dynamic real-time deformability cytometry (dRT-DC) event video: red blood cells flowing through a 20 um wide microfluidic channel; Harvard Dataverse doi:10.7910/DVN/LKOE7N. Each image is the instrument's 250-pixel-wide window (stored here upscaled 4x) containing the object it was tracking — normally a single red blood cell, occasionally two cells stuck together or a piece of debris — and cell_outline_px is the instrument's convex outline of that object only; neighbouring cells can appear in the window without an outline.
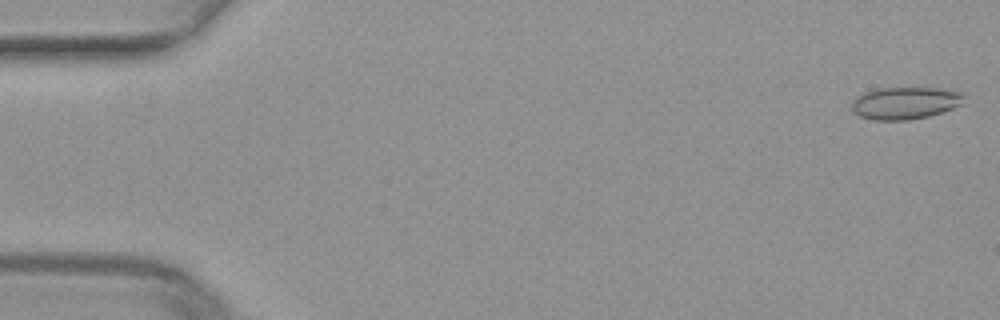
{"species": "common noctule bat (a hibernating species)", "species_latin": "Nyctalus noctula", "temperature_condition": "warm", "stored_images_in_passage": 50, "camera_frame_rate_fps": 3000, "um_per_image_px": 0.085, "animal": {"sex": "female", "body_mass_g": 29.2, "forearm_length_mm": 56.3}, "frame": {"image": 1, "passage_image": 1, "time_ms": 0.0, "image_size_px": [1000, 320], "cell_outline_px": [[964, 96], [960, 104], [952, 108], [928, 116], [908, 120], [872, 120], [860, 116], [852, 112], [852, 100], [856, 96], [864, 92], [876, 88], [936, 88], [964, 92]], "centroid_in_image_um": [76.88, 8.75], "position_along_channel_um": 8.1, "area_um2": 21.1}}
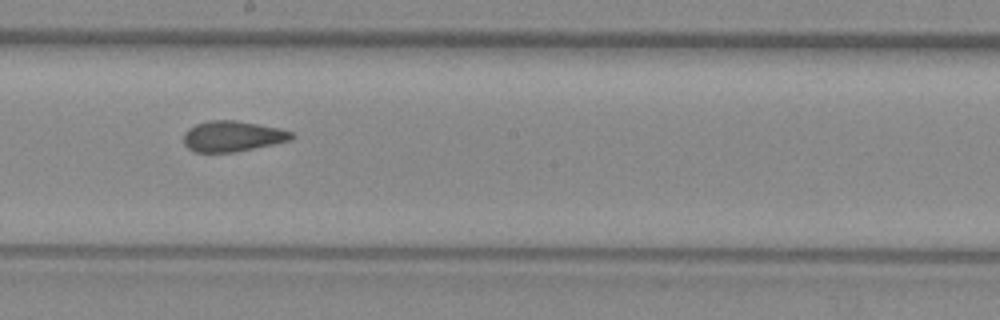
{"frame": {"image": 2, "passage_image": 28, "time_ms": 9.0, "image_size_px": [1000, 320], "cell_outline_px": [[296, 136], [292, 140], [232, 152], [196, 152], [188, 148], [184, 144], [184, 132], [188, 128], [196, 124], [208, 120], [236, 120], [276, 128], [292, 132]], "centroid_in_image_um": [19.73, 11.57], "position_along_channel_um": 228.5, "area_um2": 19.07}}
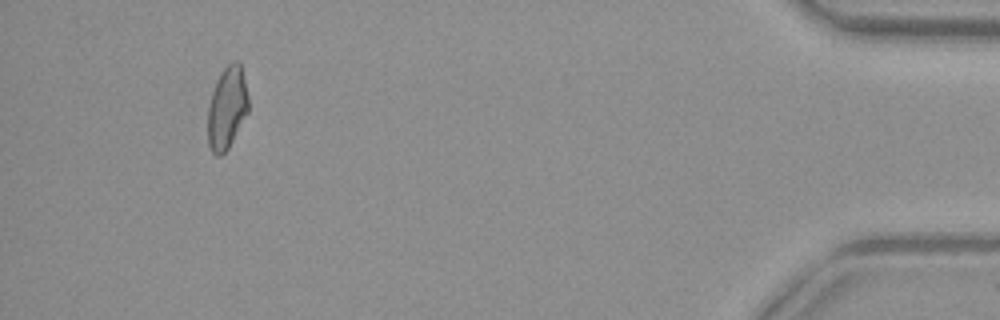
{"frame": {"image": 3, "passage_image": 47, "time_ms": 15.333, "image_size_px": [1000, 320], "cell_outline_px": [[248, 112], [228, 148], [220, 156], [216, 156], [212, 152], [208, 144], [208, 108], [212, 92], [216, 80], [224, 68], [232, 60], [240, 60], [248, 96]], "centroid_in_image_um": [19.29, 9.15], "position_along_channel_um": 415.9, "area_um2": 19.48}}